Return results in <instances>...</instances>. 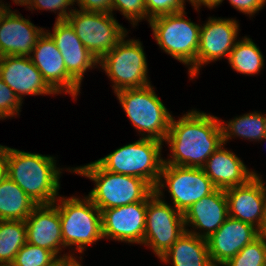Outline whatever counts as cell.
<instances>
[{
	"label": "cell",
	"instance_id": "cell-1",
	"mask_svg": "<svg viewBox=\"0 0 266 266\" xmlns=\"http://www.w3.org/2000/svg\"><path fill=\"white\" fill-rule=\"evenodd\" d=\"M172 154L165 164L202 168L222 145L221 121L218 117L192 110L175 120L171 117L166 139Z\"/></svg>",
	"mask_w": 266,
	"mask_h": 266
},
{
	"label": "cell",
	"instance_id": "cell-2",
	"mask_svg": "<svg viewBox=\"0 0 266 266\" xmlns=\"http://www.w3.org/2000/svg\"><path fill=\"white\" fill-rule=\"evenodd\" d=\"M55 161L48 155L7 147V176L38 205L52 204L60 188L61 171Z\"/></svg>",
	"mask_w": 266,
	"mask_h": 266
},
{
	"label": "cell",
	"instance_id": "cell-3",
	"mask_svg": "<svg viewBox=\"0 0 266 266\" xmlns=\"http://www.w3.org/2000/svg\"><path fill=\"white\" fill-rule=\"evenodd\" d=\"M70 172L95 182V187L88 197L101 212L107 208L144 201L154 191V188L144 179L109 172L97 161L71 168Z\"/></svg>",
	"mask_w": 266,
	"mask_h": 266
},
{
	"label": "cell",
	"instance_id": "cell-4",
	"mask_svg": "<svg viewBox=\"0 0 266 266\" xmlns=\"http://www.w3.org/2000/svg\"><path fill=\"white\" fill-rule=\"evenodd\" d=\"M163 142L152 138L120 147L97 162L107 171L142 178L156 187L164 159L161 157Z\"/></svg>",
	"mask_w": 266,
	"mask_h": 266
},
{
	"label": "cell",
	"instance_id": "cell-5",
	"mask_svg": "<svg viewBox=\"0 0 266 266\" xmlns=\"http://www.w3.org/2000/svg\"><path fill=\"white\" fill-rule=\"evenodd\" d=\"M152 87L149 84L141 88L119 90L115 94L135 129L140 133L143 131V138L163 142L168 134L172 115Z\"/></svg>",
	"mask_w": 266,
	"mask_h": 266
},
{
	"label": "cell",
	"instance_id": "cell-6",
	"mask_svg": "<svg viewBox=\"0 0 266 266\" xmlns=\"http://www.w3.org/2000/svg\"><path fill=\"white\" fill-rule=\"evenodd\" d=\"M185 11L154 17L149 20L157 44L165 53L189 65L190 78L195 77V61L199 48V25L185 18Z\"/></svg>",
	"mask_w": 266,
	"mask_h": 266
},
{
	"label": "cell",
	"instance_id": "cell-7",
	"mask_svg": "<svg viewBox=\"0 0 266 266\" xmlns=\"http://www.w3.org/2000/svg\"><path fill=\"white\" fill-rule=\"evenodd\" d=\"M58 205L64 248L76 246L83 253L89 245L103 238L101 211L87 196L59 198Z\"/></svg>",
	"mask_w": 266,
	"mask_h": 266
},
{
	"label": "cell",
	"instance_id": "cell-8",
	"mask_svg": "<svg viewBox=\"0 0 266 266\" xmlns=\"http://www.w3.org/2000/svg\"><path fill=\"white\" fill-rule=\"evenodd\" d=\"M98 63L113 81L114 93L150 84L146 57L139 40H124L123 38Z\"/></svg>",
	"mask_w": 266,
	"mask_h": 266
},
{
	"label": "cell",
	"instance_id": "cell-9",
	"mask_svg": "<svg viewBox=\"0 0 266 266\" xmlns=\"http://www.w3.org/2000/svg\"><path fill=\"white\" fill-rule=\"evenodd\" d=\"M67 21L83 45L99 61L127 36L112 13L73 10Z\"/></svg>",
	"mask_w": 266,
	"mask_h": 266
},
{
	"label": "cell",
	"instance_id": "cell-10",
	"mask_svg": "<svg viewBox=\"0 0 266 266\" xmlns=\"http://www.w3.org/2000/svg\"><path fill=\"white\" fill-rule=\"evenodd\" d=\"M162 193V190H154L147 197L146 224L142 243L151 247L158 258L186 231L183 213L162 200Z\"/></svg>",
	"mask_w": 266,
	"mask_h": 266
},
{
	"label": "cell",
	"instance_id": "cell-11",
	"mask_svg": "<svg viewBox=\"0 0 266 266\" xmlns=\"http://www.w3.org/2000/svg\"><path fill=\"white\" fill-rule=\"evenodd\" d=\"M165 185L169 188L168 192L173 200V207L183 214L193 203L217 189L202 168L163 163L154 190H161V187L165 188Z\"/></svg>",
	"mask_w": 266,
	"mask_h": 266
},
{
	"label": "cell",
	"instance_id": "cell-12",
	"mask_svg": "<svg viewBox=\"0 0 266 266\" xmlns=\"http://www.w3.org/2000/svg\"><path fill=\"white\" fill-rule=\"evenodd\" d=\"M32 52L34 55L30 58L48 86L57 95L65 92L73 98L77 97L81 86L67 73L62 54L46 31L40 36Z\"/></svg>",
	"mask_w": 266,
	"mask_h": 266
},
{
	"label": "cell",
	"instance_id": "cell-13",
	"mask_svg": "<svg viewBox=\"0 0 266 266\" xmlns=\"http://www.w3.org/2000/svg\"><path fill=\"white\" fill-rule=\"evenodd\" d=\"M147 198L101 212L103 238L142 244L146 224Z\"/></svg>",
	"mask_w": 266,
	"mask_h": 266
},
{
	"label": "cell",
	"instance_id": "cell-14",
	"mask_svg": "<svg viewBox=\"0 0 266 266\" xmlns=\"http://www.w3.org/2000/svg\"><path fill=\"white\" fill-rule=\"evenodd\" d=\"M239 24L233 19L208 18L205 25H201L199 33V48L195 61V77L201 65L211 61L229 58L238 36Z\"/></svg>",
	"mask_w": 266,
	"mask_h": 266
},
{
	"label": "cell",
	"instance_id": "cell-15",
	"mask_svg": "<svg viewBox=\"0 0 266 266\" xmlns=\"http://www.w3.org/2000/svg\"><path fill=\"white\" fill-rule=\"evenodd\" d=\"M27 243L50 250L58 259L75 258L58 254L64 248L61 223L56 201L37 205L25 220Z\"/></svg>",
	"mask_w": 266,
	"mask_h": 266
},
{
	"label": "cell",
	"instance_id": "cell-16",
	"mask_svg": "<svg viewBox=\"0 0 266 266\" xmlns=\"http://www.w3.org/2000/svg\"><path fill=\"white\" fill-rule=\"evenodd\" d=\"M0 77L21 102L23 95L56 94L44 81L30 56L0 57Z\"/></svg>",
	"mask_w": 266,
	"mask_h": 266
},
{
	"label": "cell",
	"instance_id": "cell-17",
	"mask_svg": "<svg viewBox=\"0 0 266 266\" xmlns=\"http://www.w3.org/2000/svg\"><path fill=\"white\" fill-rule=\"evenodd\" d=\"M257 237L256 227L228 217L222 226L207 239L212 265L222 266Z\"/></svg>",
	"mask_w": 266,
	"mask_h": 266
},
{
	"label": "cell",
	"instance_id": "cell-18",
	"mask_svg": "<svg viewBox=\"0 0 266 266\" xmlns=\"http://www.w3.org/2000/svg\"><path fill=\"white\" fill-rule=\"evenodd\" d=\"M15 12L6 9L0 18V57L31 56L45 31Z\"/></svg>",
	"mask_w": 266,
	"mask_h": 266
},
{
	"label": "cell",
	"instance_id": "cell-19",
	"mask_svg": "<svg viewBox=\"0 0 266 266\" xmlns=\"http://www.w3.org/2000/svg\"><path fill=\"white\" fill-rule=\"evenodd\" d=\"M47 33L62 54L67 73L81 85L86 70L96 66L98 60L83 45L67 20L56 21L53 33Z\"/></svg>",
	"mask_w": 266,
	"mask_h": 266
},
{
	"label": "cell",
	"instance_id": "cell-20",
	"mask_svg": "<svg viewBox=\"0 0 266 266\" xmlns=\"http://www.w3.org/2000/svg\"><path fill=\"white\" fill-rule=\"evenodd\" d=\"M262 177L254 176L246 184L225 191L229 217L259 228L266 200V187Z\"/></svg>",
	"mask_w": 266,
	"mask_h": 266
},
{
	"label": "cell",
	"instance_id": "cell-21",
	"mask_svg": "<svg viewBox=\"0 0 266 266\" xmlns=\"http://www.w3.org/2000/svg\"><path fill=\"white\" fill-rule=\"evenodd\" d=\"M185 230L204 239H208L215 233L229 217L228 201L223 189H216L211 194L203 197L201 200L193 203L191 207L183 214ZM203 229L200 232L186 229V226Z\"/></svg>",
	"mask_w": 266,
	"mask_h": 266
},
{
	"label": "cell",
	"instance_id": "cell-22",
	"mask_svg": "<svg viewBox=\"0 0 266 266\" xmlns=\"http://www.w3.org/2000/svg\"><path fill=\"white\" fill-rule=\"evenodd\" d=\"M222 145L207 159L202 167L217 189L226 190L246 184L252 177L259 176L250 171L233 152Z\"/></svg>",
	"mask_w": 266,
	"mask_h": 266
},
{
	"label": "cell",
	"instance_id": "cell-23",
	"mask_svg": "<svg viewBox=\"0 0 266 266\" xmlns=\"http://www.w3.org/2000/svg\"><path fill=\"white\" fill-rule=\"evenodd\" d=\"M159 259L165 263L172 260L173 266H213L207 239L188 231H184Z\"/></svg>",
	"mask_w": 266,
	"mask_h": 266
},
{
	"label": "cell",
	"instance_id": "cell-24",
	"mask_svg": "<svg viewBox=\"0 0 266 266\" xmlns=\"http://www.w3.org/2000/svg\"><path fill=\"white\" fill-rule=\"evenodd\" d=\"M37 205L8 176L0 180V220L25 221Z\"/></svg>",
	"mask_w": 266,
	"mask_h": 266
},
{
	"label": "cell",
	"instance_id": "cell-25",
	"mask_svg": "<svg viewBox=\"0 0 266 266\" xmlns=\"http://www.w3.org/2000/svg\"><path fill=\"white\" fill-rule=\"evenodd\" d=\"M221 120L223 143L233 135L247 140L263 141L266 136V114L248 113L227 122Z\"/></svg>",
	"mask_w": 266,
	"mask_h": 266
},
{
	"label": "cell",
	"instance_id": "cell-26",
	"mask_svg": "<svg viewBox=\"0 0 266 266\" xmlns=\"http://www.w3.org/2000/svg\"><path fill=\"white\" fill-rule=\"evenodd\" d=\"M231 67L240 74H258L263 66L264 59L257 45L248 37L238 40L231 50L229 58Z\"/></svg>",
	"mask_w": 266,
	"mask_h": 266
},
{
	"label": "cell",
	"instance_id": "cell-27",
	"mask_svg": "<svg viewBox=\"0 0 266 266\" xmlns=\"http://www.w3.org/2000/svg\"><path fill=\"white\" fill-rule=\"evenodd\" d=\"M26 242L25 221L0 220V265H11Z\"/></svg>",
	"mask_w": 266,
	"mask_h": 266
},
{
	"label": "cell",
	"instance_id": "cell-28",
	"mask_svg": "<svg viewBox=\"0 0 266 266\" xmlns=\"http://www.w3.org/2000/svg\"><path fill=\"white\" fill-rule=\"evenodd\" d=\"M222 266H266V239L258 236Z\"/></svg>",
	"mask_w": 266,
	"mask_h": 266
},
{
	"label": "cell",
	"instance_id": "cell-29",
	"mask_svg": "<svg viewBox=\"0 0 266 266\" xmlns=\"http://www.w3.org/2000/svg\"><path fill=\"white\" fill-rule=\"evenodd\" d=\"M58 258L45 248L25 243L10 266H51Z\"/></svg>",
	"mask_w": 266,
	"mask_h": 266
},
{
	"label": "cell",
	"instance_id": "cell-30",
	"mask_svg": "<svg viewBox=\"0 0 266 266\" xmlns=\"http://www.w3.org/2000/svg\"><path fill=\"white\" fill-rule=\"evenodd\" d=\"M119 10L131 24L137 25L139 20L146 19L145 0H112L111 13Z\"/></svg>",
	"mask_w": 266,
	"mask_h": 266
},
{
	"label": "cell",
	"instance_id": "cell-31",
	"mask_svg": "<svg viewBox=\"0 0 266 266\" xmlns=\"http://www.w3.org/2000/svg\"><path fill=\"white\" fill-rule=\"evenodd\" d=\"M185 0H145L146 20L185 10Z\"/></svg>",
	"mask_w": 266,
	"mask_h": 266
},
{
	"label": "cell",
	"instance_id": "cell-32",
	"mask_svg": "<svg viewBox=\"0 0 266 266\" xmlns=\"http://www.w3.org/2000/svg\"><path fill=\"white\" fill-rule=\"evenodd\" d=\"M21 100L14 91L9 88L0 77V119L13 117L20 112Z\"/></svg>",
	"mask_w": 266,
	"mask_h": 266
},
{
	"label": "cell",
	"instance_id": "cell-33",
	"mask_svg": "<svg viewBox=\"0 0 266 266\" xmlns=\"http://www.w3.org/2000/svg\"><path fill=\"white\" fill-rule=\"evenodd\" d=\"M74 2L75 0H33L27 7L30 10L45 9L53 12L59 10L56 21H64L67 20V17L73 12V9L67 12V9H69L67 6H73Z\"/></svg>",
	"mask_w": 266,
	"mask_h": 266
},
{
	"label": "cell",
	"instance_id": "cell-34",
	"mask_svg": "<svg viewBox=\"0 0 266 266\" xmlns=\"http://www.w3.org/2000/svg\"><path fill=\"white\" fill-rule=\"evenodd\" d=\"M229 2L235 9L253 16L264 7L266 0H229Z\"/></svg>",
	"mask_w": 266,
	"mask_h": 266
},
{
	"label": "cell",
	"instance_id": "cell-35",
	"mask_svg": "<svg viewBox=\"0 0 266 266\" xmlns=\"http://www.w3.org/2000/svg\"><path fill=\"white\" fill-rule=\"evenodd\" d=\"M112 0H75L80 10L111 13Z\"/></svg>",
	"mask_w": 266,
	"mask_h": 266
},
{
	"label": "cell",
	"instance_id": "cell-36",
	"mask_svg": "<svg viewBox=\"0 0 266 266\" xmlns=\"http://www.w3.org/2000/svg\"><path fill=\"white\" fill-rule=\"evenodd\" d=\"M7 176V146L0 145V180Z\"/></svg>",
	"mask_w": 266,
	"mask_h": 266
},
{
	"label": "cell",
	"instance_id": "cell-37",
	"mask_svg": "<svg viewBox=\"0 0 266 266\" xmlns=\"http://www.w3.org/2000/svg\"><path fill=\"white\" fill-rule=\"evenodd\" d=\"M189 1L195 7L196 10L199 8V6H201V4L212 9L223 2V0H189Z\"/></svg>",
	"mask_w": 266,
	"mask_h": 266
},
{
	"label": "cell",
	"instance_id": "cell-38",
	"mask_svg": "<svg viewBox=\"0 0 266 266\" xmlns=\"http://www.w3.org/2000/svg\"><path fill=\"white\" fill-rule=\"evenodd\" d=\"M257 230H258V236L264 237L266 239V200L264 203L262 221Z\"/></svg>",
	"mask_w": 266,
	"mask_h": 266
},
{
	"label": "cell",
	"instance_id": "cell-39",
	"mask_svg": "<svg viewBox=\"0 0 266 266\" xmlns=\"http://www.w3.org/2000/svg\"><path fill=\"white\" fill-rule=\"evenodd\" d=\"M78 261L75 258H59L51 266H74Z\"/></svg>",
	"mask_w": 266,
	"mask_h": 266
},
{
	"label": "cell",
	"instance_id": "cell-40",
	"mask_svg": "<svg viewBox=\"0 0 266 266\" xmlns=\"http://www.w3.org/2000/svg\"><path fill=\"white\" fill-rule=\"evenodd\" d=\"M15 4H20L21 6L30 5L33 0H13Z\"/></svg>",
	"mask_w": 266,
	"mask_h": 266
},
{
	"label": "cell",
	"instance_id": "cell-41",
	"mask_svg": "<svg viewBox=\"0 0 266 266\" xmlns=\"http://www.w3.org/2000/svg\"><path fill=\"white\" fill-rule=\"evenodd\" d=\"M9 7H10V6L4 5V3H2V2L0 1V9H7V10H10Z\"/></svg>",
	"mask_w": 266,
	"mask_h": 266
},
{
	"label": "cell",
	"instance_id": "cell-42",
	"mask_svg": "<svg viewBox=\"0 0 266 266\" xmlns=\"http://www.w3.org/2000/svg\"><path fill=\"white\" fill-rule=\"evenodd\" d=\"M6 9H0V18L3 15V13L5 12Z\"/></svg>",
	"mask_w": 266,
	"mask_h": 266
},
{
	"label": "cell",
	"instance_id": "cell-43",
	"mask_svg": "<svg viewBox=\"0 0 266 266\" xmlns=\"http://www.w3.org/2000/svg\"><path fill=\"white\" fill-rule=\"evenodd\" d=\"M74 266H82L80 262H77Z\"/></svg>",
	"mask_w": 266,
	"mask_h": 266
}]
</instances>
